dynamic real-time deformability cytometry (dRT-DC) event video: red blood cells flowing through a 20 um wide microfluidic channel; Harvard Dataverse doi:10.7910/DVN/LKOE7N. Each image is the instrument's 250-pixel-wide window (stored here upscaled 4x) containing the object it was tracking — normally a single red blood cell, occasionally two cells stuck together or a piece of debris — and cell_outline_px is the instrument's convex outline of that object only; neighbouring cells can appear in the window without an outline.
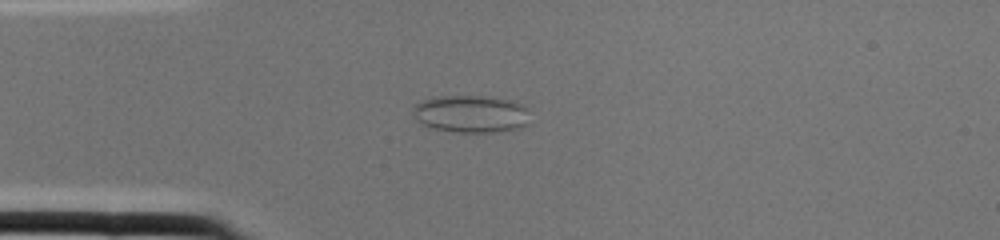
{"species": "common noctule bat (a hibernating species)", "species_latin": "Nyctalus noctula", "temperature_condition": "cold", "stored_images_in_passage": 1, "camera_frame_rate_fps": 3000, "um_per_image_px": 0.085, "animal": {"sex": "female", "body_mass_g": 22.0, "forearm_length_mm": 56.7}, "frame": {"image": 1, "passage_image": 1, "time_ms": 0.0, "image_size_px": [1000, 240], "cell_outline_px": [[528, 124], [520, 128], [492, 132], [456, 132], [432, 128], [416, 120], [412, 108], [416, 104], [424, 100], [436, 96], [488, 96], [508, 100], [520, 104], [524, 108]], "centroid_in_image_um": [39.98, 9.68], "position_along_channel_um": 45.0, "area_um2": 25.14}}